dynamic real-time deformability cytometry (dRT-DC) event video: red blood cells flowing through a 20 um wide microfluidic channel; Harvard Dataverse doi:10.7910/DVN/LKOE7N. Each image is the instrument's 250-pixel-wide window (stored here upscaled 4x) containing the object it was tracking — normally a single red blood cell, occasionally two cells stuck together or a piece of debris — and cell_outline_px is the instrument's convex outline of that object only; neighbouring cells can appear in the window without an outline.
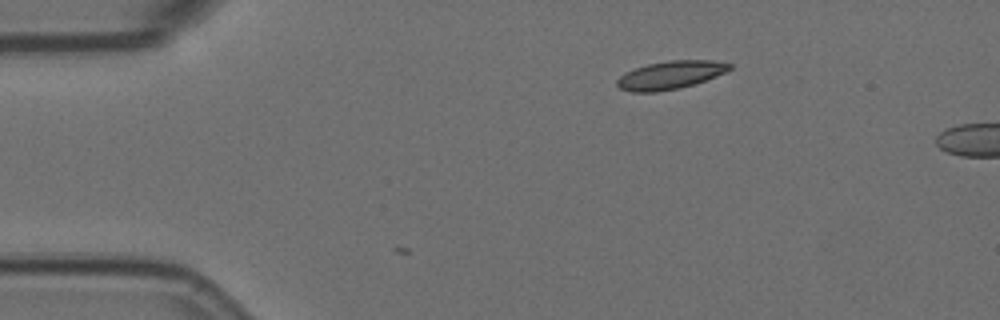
{"species": "Egyptian fruit bat (a non-hibernating species)", "species_latin": "Rousettus aegyptiacus", "temperature_condition": "room temperature", "stored_images_in_passage": 3, "camera_frame_rate_fps": 3000, "um_per_image_px": 0.085, "animal": {"sex": "female"}, "frame": {"image": 1, "passage_image": 1, "time_ms": 0.0, "image_size_px": [1000, 320], "cell_outline_px": [[732, 68], [716, 76], [680, 88], [656, 92], [632, 92], [620, 88], [616, 84], [616, 80], [620, 76], [636, 68], [648, 64], [672, 60], [712, 60], [732, 64]], "centroid_in_image_um": [56.98, 6.38], "position_along_channel_um": 28.0, "area_um2": 18.15}}